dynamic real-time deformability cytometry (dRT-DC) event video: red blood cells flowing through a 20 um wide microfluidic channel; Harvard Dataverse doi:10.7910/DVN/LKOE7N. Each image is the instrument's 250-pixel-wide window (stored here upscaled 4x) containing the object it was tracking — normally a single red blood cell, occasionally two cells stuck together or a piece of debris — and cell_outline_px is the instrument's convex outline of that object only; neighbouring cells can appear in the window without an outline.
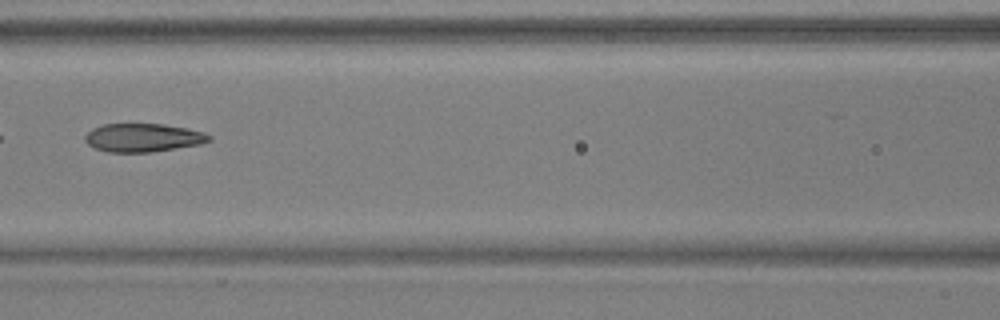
{"species": "common noctule bat (a hibernating species)", "species_latin": "Nyctalus noctula", "temperature_condition": "warm", "stored_images_in_passage": 8, "camera_frame_rate_fps": 3000, "um_per_image_px": 0.085, "animal": {"sex": "male", "body_mass_g": 17.9, "forearm_length_mm": 54.2}, "frame": {"image": 1, "passage_image": 6, "time_ms": 1.667, "image_size_px": [1000, 320], "cell_outline_px": [[212, 140], [200, 144], [152, 152], [108, 152], [96, 148], [88, 144], [84, 140], [84, 136], [92, 128], [104, 124], [164, 124], [188, 128], [204, 132], [212, 136]], "centroid_in_image_um": [12.18, 11.7], "position_along_channel_um": 154.4, "area_um2": 20.58}}
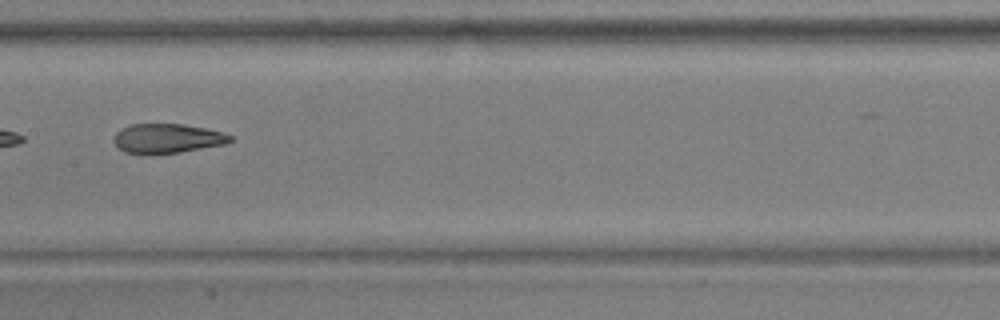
{"frame": {"image": 2, "passage_image": 7, "time_ms": 2.0, "image_size_px": [1000, 320], "cell_outline_px": [[236, 140], [228, 144], [176, 152], [124, 152], [112, 140], [112, 136], [120, 128], [132, 124], [180, 124], [208, 128], [224, 132], [232, 136]], "centroid_in_image_um": [14.28, 11.73], "position_along_channel_um": 193.1, "area_um2": 19.77}}